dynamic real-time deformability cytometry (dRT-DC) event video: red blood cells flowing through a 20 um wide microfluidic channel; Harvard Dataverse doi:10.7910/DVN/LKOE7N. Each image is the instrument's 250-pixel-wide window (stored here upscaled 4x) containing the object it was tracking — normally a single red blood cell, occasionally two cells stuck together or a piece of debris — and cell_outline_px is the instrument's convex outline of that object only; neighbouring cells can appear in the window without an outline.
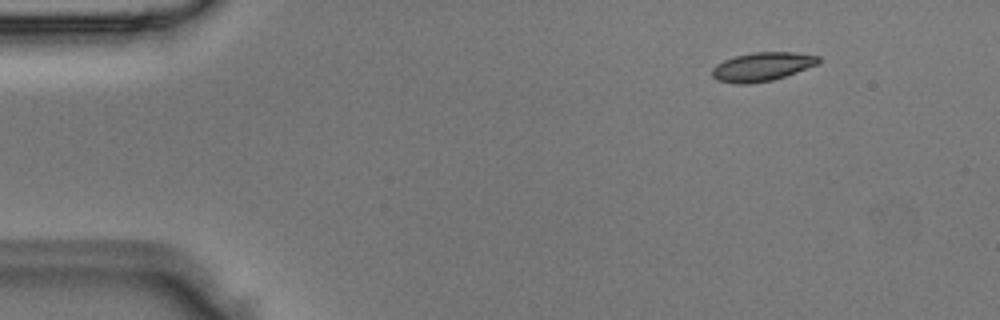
{"species": "Egyptian fruit bat (a non-hibernating species)", "species_latin": "Rousettus aegyptiacus", "temperature_condition": "room temperature", "stored_images_in_passage": 5, "camera_frame_rate_fps": 3000, "um_per_image_px": 0.085, "animal": {"sex": "male"}, "frame": {"image": 1, "passage_image": 2, "time_ms": 0.333, "image_size_px": [1000, 320], "cell_outline_px": [[820, 64], [772, 80], [748, 84], [736, 84], [716, 80], [712, 76], [712, 68], [716, 64], [724, 60], [736, 56], [752, 52], [792, 52], [820, 56]], "centroid_in_image_um": [64.78, 5.67], "position_along_channel_um": 20.2, "area_um2": 17.86}}